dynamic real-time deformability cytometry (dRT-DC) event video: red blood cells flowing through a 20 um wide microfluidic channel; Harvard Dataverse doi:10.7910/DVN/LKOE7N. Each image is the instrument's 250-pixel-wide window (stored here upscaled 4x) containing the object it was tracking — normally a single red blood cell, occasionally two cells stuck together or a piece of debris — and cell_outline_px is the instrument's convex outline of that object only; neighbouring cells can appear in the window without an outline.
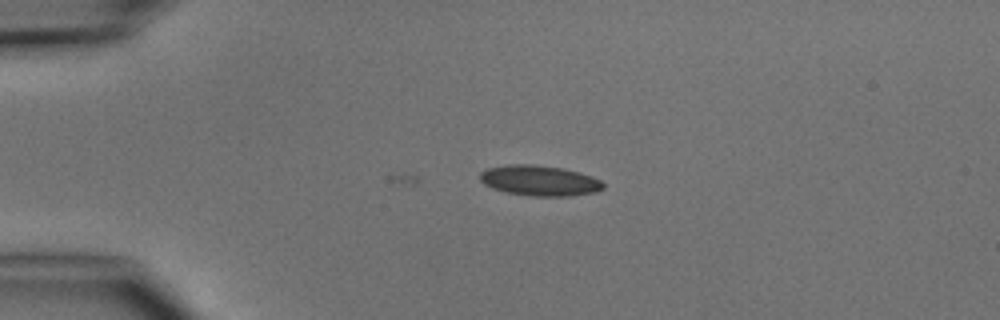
{"species": "common noctule bat (a hibernating species)", "species_latin": "Nyctalus noctula", "temperature_condition": "cold", "stored_images_in_passage": 8, "camera_frame_rate_fps": 3000, "um_per_image_px": 0.085, "animal": {"sex": "male", "body_mass_g": 15.6}, "frame": {"image": 1, "passage_image": 3, "time_ms": 2.333, "image_size_px": [1000, 320], "cell_outline_px": [[604, 188], [596, 192], [568, 196], [532, 196], [504, 192], [492, 188], [484, 184], [480, 180], [480, 172], [488, 168], [508, 164], [532, 164], [564, 168], [580, 172], [592, 176], [600, 180], [604, 184]], "centroid_in_image_um": [45.86, 15.35], "position_along_channel_um": 39.1, "area_um2": 22.02}}
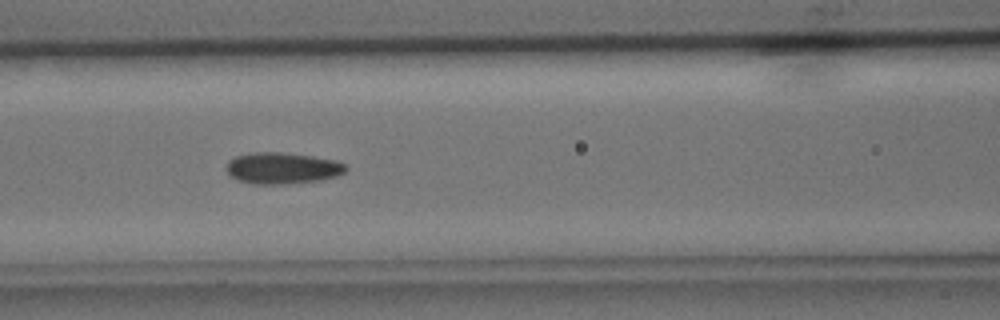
{"frame": {"image": 2, "passage_image": 6, "time_ms": 5.667, "image_size_px": [1000, 320], "cell_outline_px": [[348, 168], [344, 172], [336, 176], [320, 180], [288, 184], [252, 184], [240, 180], [232, 176], [224, 168], [228, 160], [236, 156], [248, 152], [280, 152], [312, 156], [336, 160], [348, 164]], "centroid_in_image_um": [24.0, 14.28], "position_along_channel_um": 142.6, "area_um2": 22.08}}
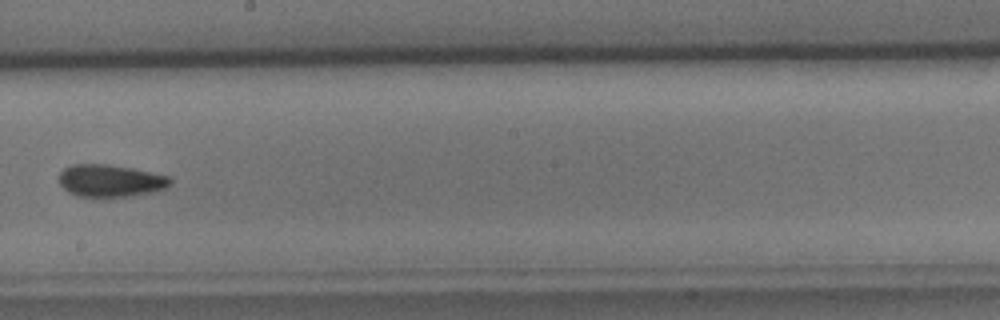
{"frame": {"image": 3, "passage_image": 8, "time_ms": 8.0, "image_size_px": [1000, 320], "cell_outline_px": [[172, 184], [168, 188], [156, 192], [128, 196], [76, 196], [68, 192], [60, 184], [60, 172], [64, 168], [72, 164], [108, 164], [132, 168], [168, 176], [172, 180]], "centroid_in_image_um": [9.42, 15.36], "position_along_channel_um": 238.8, "area_um2": 20.98}}